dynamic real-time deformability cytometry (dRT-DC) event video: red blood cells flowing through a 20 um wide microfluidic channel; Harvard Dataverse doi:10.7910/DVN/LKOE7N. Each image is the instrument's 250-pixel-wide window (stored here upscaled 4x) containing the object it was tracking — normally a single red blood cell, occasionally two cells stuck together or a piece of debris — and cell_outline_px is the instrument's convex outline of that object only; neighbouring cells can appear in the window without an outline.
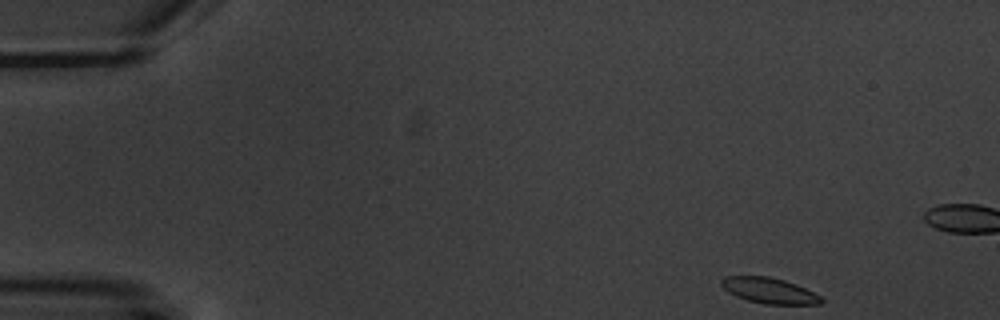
{"species": "common noctule bat (a hibernating species)", "species_latin": "Nyctalus noctula", "temperature_condition": "warm", "stored_images_in_passage": 5, "camera_frame_rate_fps": 3000, "um_per_image_px": 0.085, "animal": {"sex": "male", "body_mass_g": 20.1, "forearm_length_mm": 53.5}, "frame": {"image": 1, "passage_image": 1, "time_ms": 0.0, "image_size_px": [1000, 320], "cell_outline_px": [[824, 300], [820, 304], [764, 304], [748, 300], [736, 296], [728, 292], [720, 284], [720, 280], [724, 276], [768, 276], [784, 280], [796, 284], [820, 296]], "centroid_in_image_um": [65.35, 24.69], "position_along_channel_um": 19.6, "area_um2": 14.85}}